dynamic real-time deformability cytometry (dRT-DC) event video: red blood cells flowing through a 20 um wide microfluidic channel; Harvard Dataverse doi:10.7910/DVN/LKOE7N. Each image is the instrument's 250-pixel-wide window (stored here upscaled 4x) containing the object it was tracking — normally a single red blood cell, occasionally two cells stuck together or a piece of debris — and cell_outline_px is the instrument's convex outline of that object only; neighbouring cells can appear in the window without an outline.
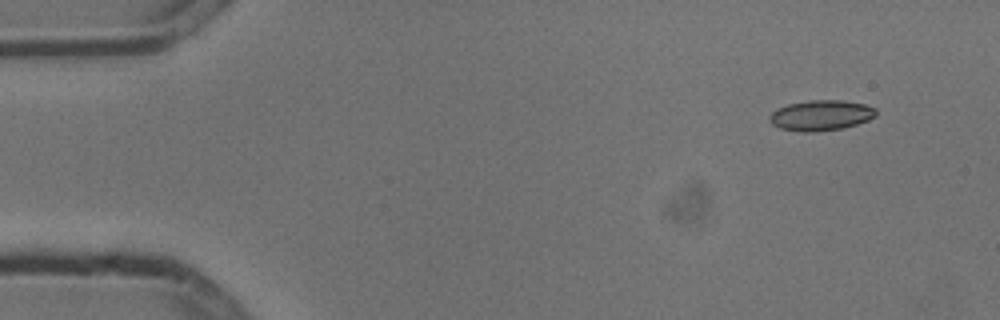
{"species": "common noctule bat (a hibernating species)", "species_latin": "Nyctalus noctula", "temperature_condition": "cold", "stored_images_in_passage": 5, "segment_of_instrument_passage": [2, 2], "camera_frame_rate_fps": 3000, "um_per_image_px": 0.085, "animal": {"sex": "male", "body_mass_g": 13.3}, "frame": {"image": 1, "passage_image": 5, "time_ms": 1.333, "image_size_px": [1000, 320], "cell_outline_px": [[876, 116], [868, 120], [856, 124], [840, 128], [808, 132], [804, 132], [780, 128], [772, 124], [768, 120], [768, 116], [776, 108], [788, 104], [808, 100], [840, 100], [864, 104], [876, 108]], "centroid_in_image_um": [69.74, 9.79], "position_along_channel_um": 15.3, "area_um2": 18.79}}